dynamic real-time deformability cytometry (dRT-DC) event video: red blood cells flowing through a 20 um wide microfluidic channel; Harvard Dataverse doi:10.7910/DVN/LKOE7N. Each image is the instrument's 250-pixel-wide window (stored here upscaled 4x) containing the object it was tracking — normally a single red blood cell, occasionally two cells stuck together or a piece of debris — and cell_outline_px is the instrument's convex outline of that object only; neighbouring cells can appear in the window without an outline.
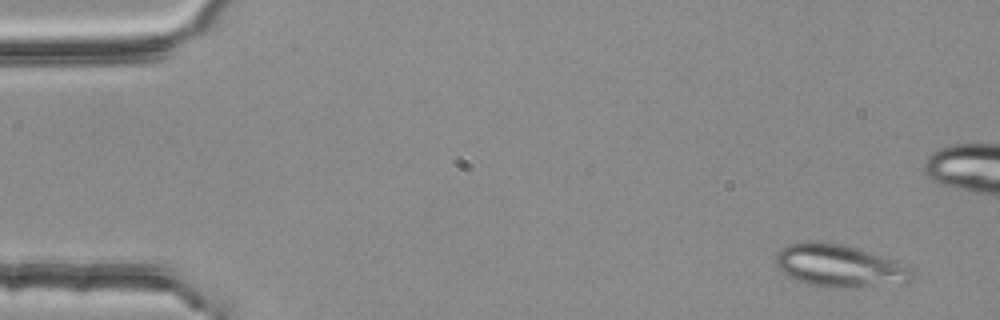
{"species": "common noctule bat (a hibernating species)", "species_latin": "Nyctalus noctula", "temperature_condition": "room temperature", "stored_images_in_passage": 5, "camera_frame_rate_fps": 3000, "um_per_image_px": 0.085, "animal": {"sex": "female", "body_mass_g": 25.1}, "frame": {"image": 1, "passage_image": 1, "time_ms": 0.0, "image_size_px": [1000, 320], "cell_outline_px": [[916, 280], [908, 284], [848, 288], [840, 288], [808, 284], [796, 280], [780, 272], [776, 264], [776, 252], [788, 244], [812, 240], [816, 240], [840, 244], [856, 248], [892, 260], [916, 272]], "centroid_in_image_um": [71.38, 22.62], "position_along_channel_um": 13.6, "area_um2": 34.16}}